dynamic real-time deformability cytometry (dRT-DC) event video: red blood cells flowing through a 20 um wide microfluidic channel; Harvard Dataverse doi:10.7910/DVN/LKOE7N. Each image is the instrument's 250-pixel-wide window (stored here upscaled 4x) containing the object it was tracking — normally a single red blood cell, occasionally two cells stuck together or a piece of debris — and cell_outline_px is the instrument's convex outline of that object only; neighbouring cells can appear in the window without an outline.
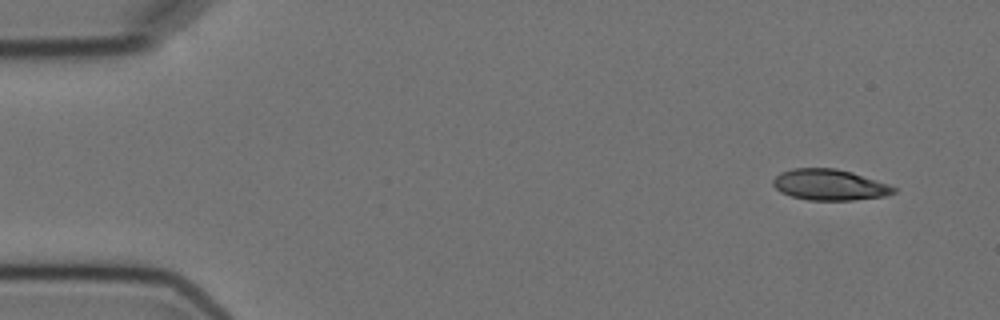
{"species": "Egyptian fruit bat (a non-hibernating species)", "species_latin": "Rousettus aegyptiacus", "temperature_condition": "cold", "stored_images_in_passage": 7, "camera_frame_rate_fps": 3000, "um_per_image_px": 0.085, "animal": {"sex": "female"}, "frame": {"image": 1, "passage_image": 1, "time_ms": 0.0, "image_size_px": [1000, 320], "cell_outline_px": [[896, 192], [884, 196], [852, 200], [808, 200], [792, 196], [780, 192], [772, 184], [772, 180], [780, 172], [792, 168], [836, 168], [852, 172], [888, 184], [896, 188]], "centroid_in_image_um": [70.48, 15.7], "position_along_channel_um": 14.5, "area_um2": 21.73}}
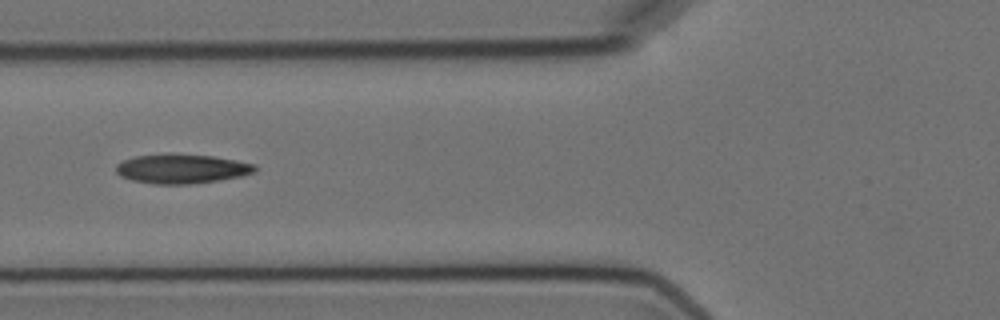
{"frame": {"image": 2, "passage_image": 6, "time_ms": 5.667, "image_size_px": [1000, 320], "cell_outline_px": [[256, 172], [240, 176], [220, 180], [188, 184], [152, 184], [132, 180], [120, 176], [116, 172], [116, 164], [124, 160], [136, 156], [168, 152], [172, 152], [212, 156], [236, 160], [256, 164]], "centroid_in_image_um": [15.43, 14.33], "position_along_channel_um": 110.4, "area_um2": 24.16}}
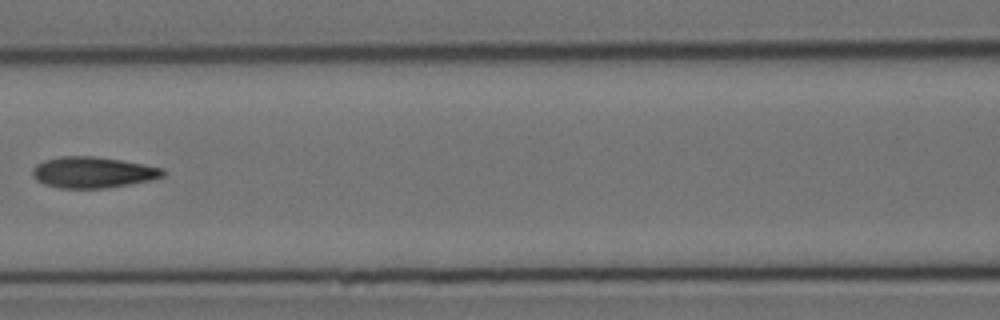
{"frame": {"image": 3, "passage_image": 7, "time_ms": 7.0, "image_size_px": [1000, 320], "cell_outline_px": [[164, 176], [152, 180], [108, 188], [60, 188], [44, 184], [36, 180], [32, 176], [32, 168], [36, 164], [44, 160], [60, 156], [92, 156], [120, 160], [164, 168]], "centroid_in_image_um": [7.87, 14.65], "position_along_channel_um": 158.7, "area_um2": 23.7}}